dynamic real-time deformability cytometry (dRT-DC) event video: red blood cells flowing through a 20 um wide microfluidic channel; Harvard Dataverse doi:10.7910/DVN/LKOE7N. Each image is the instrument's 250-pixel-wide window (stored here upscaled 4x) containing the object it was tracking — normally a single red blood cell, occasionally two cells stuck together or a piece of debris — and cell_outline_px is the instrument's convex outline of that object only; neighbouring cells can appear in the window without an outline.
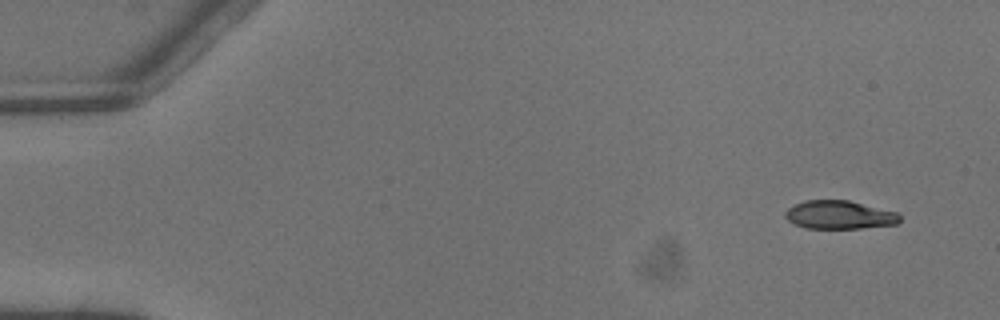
{"species": "common noctule bat (a hibernating species)", "species_latin": "Nyctalus noctula", "temperature_condition": "warm", "stored_images_in_passage": 4, "camera_frame_rate_fps": 3000, "um_per_image_px": 0.085, "animal": {"sex": "male", "body_mass_g": 13.3}, "frame": {"image": 1, "passage_image": 1, "time_ms": 0.0, "image_size_px": [1000, 320], "cell_outline_px": [[900, 220], [896, 224], [860, 228], [804, 228], [788, 220], [784, 216], [784, 212], [788, 208], [804, 200], [848, 200], [896, 212], [900, 216]], "centroid_in_image_um": [71.32, 18.26], "position_along_channel_um": 13.7, "area_um2": 18.79}}
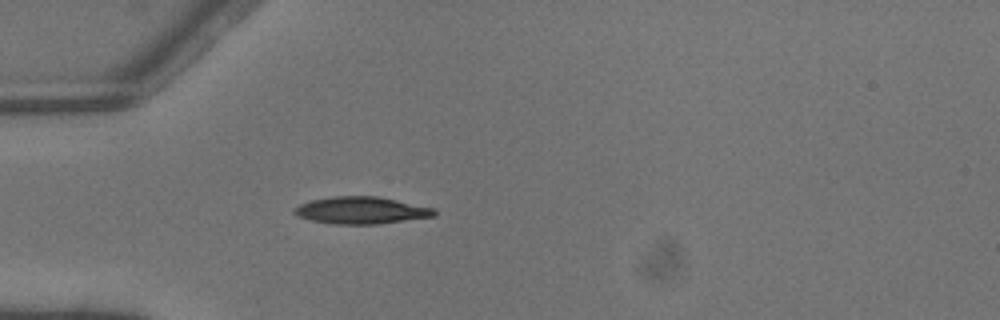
{"frame": {"image": 2, "passage_image": 4, "time_ms": 1.0, "image_size_px": [1000, 320], "cell_outline_px": [[436, 216], [376, 224], [336, 224], [312, 220], [296, 216], [292, 212], [292, 208], [300, 204], [312, 200], [332, 196], [376, 196], [436, 208]], "centroid_in_image_um": [30.69, 17.87], "position_along_channel_um": 54.3, "area_um2": 22.08}}